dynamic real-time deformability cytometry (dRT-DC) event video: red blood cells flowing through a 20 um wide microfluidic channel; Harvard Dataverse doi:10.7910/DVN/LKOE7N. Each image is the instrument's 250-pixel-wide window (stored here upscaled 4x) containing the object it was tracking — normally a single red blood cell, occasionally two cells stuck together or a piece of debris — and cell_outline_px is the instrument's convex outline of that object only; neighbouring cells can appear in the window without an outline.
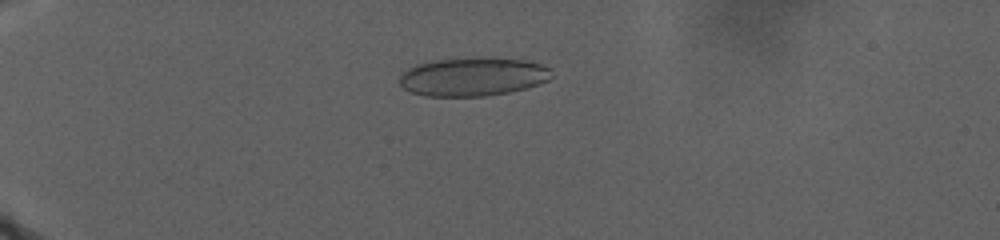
{"species": "human", "species_latin": "Homo sapiens", "temperature_condition": "warm", "stored_images_in_passage": 62, "camera_frame_rate_fps": 3000, "um_per_image_px": 0.085, "donor": {"sex": "male"}, "frame": {"image": 1, "passage_image": 25, "time_ms": 10.333, "image_size_px": [1000, 240], "cell_outline_px": [[552, 76], [548, 80], [524, 88], [508, 92], [484, 96], [424, 96], [412, 92], [404, 88], [400, 84], [400, 76], [408, 68], [416, 64], [436, 60], [524, 60], [540, 64], [548, 68]], "centroid_in_image_um": [40.14, 6.56], "position_along_channel_um": 44.9, "area_um2": 32.83}}
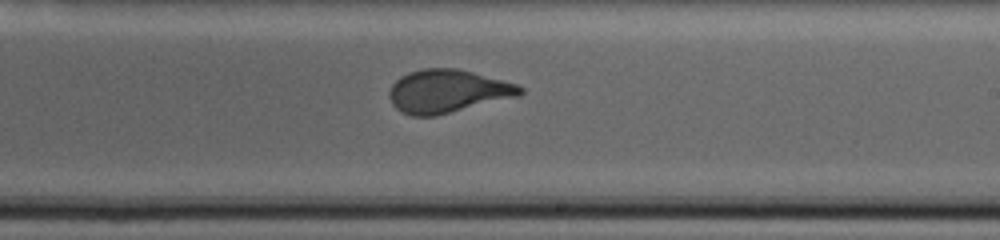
{"frame": {"image": 2, "passage_image": 47, "time_ms": 22.667, "image_size_px": [1000, 240], "cell_outline_px": [[524, 92], [520, 96], [436, 116], [412, 116], [396, 108], [392, 104], [388, 96], [388, 92], [392, 84], [400, 76], [408, 72], [424, 68], [456, 68], [472, 72], [516, 84], [524, 88]], "centroid_in_image_um": [38.03, 7.76], "position_along_channel_um": 251.0, "area_um2": 32.95}}
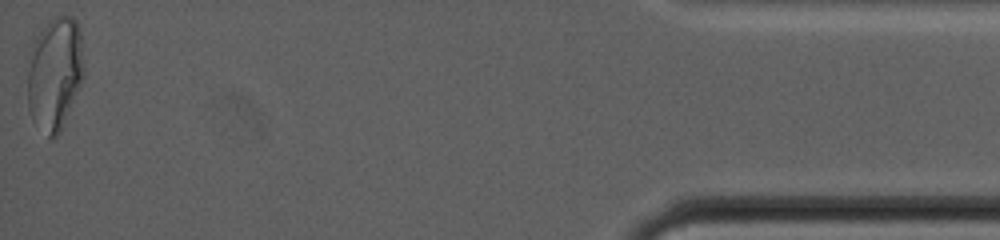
{"frame": {"image": 3, "passage_image": 62, "time_ms": 34.333, "image_size_px": [1000, 240], "cell_outline_px": [[84, 76], [60, 132], [56, 136], [48, 136], [32, 120], [28, 108], [28, 72], [32, 44], [36, 36], [56, 16], [72, 16], [76, 20], [80, 28], [84, 72]], "centroid_in_image_um": [4.67, 6.24], "position_along_channel_um": 430.5, "area_um2": 36.76}}